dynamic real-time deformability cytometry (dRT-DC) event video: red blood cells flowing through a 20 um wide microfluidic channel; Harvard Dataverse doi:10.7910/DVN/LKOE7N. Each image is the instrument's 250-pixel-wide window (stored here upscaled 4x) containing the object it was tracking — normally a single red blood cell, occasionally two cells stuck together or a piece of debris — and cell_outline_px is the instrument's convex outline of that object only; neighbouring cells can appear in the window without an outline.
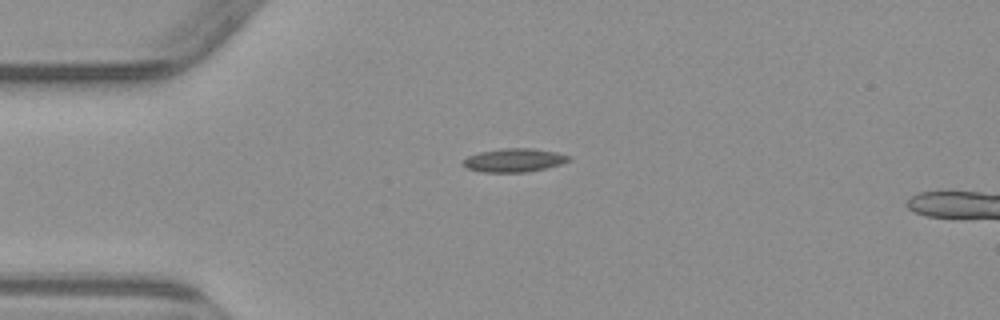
{"species": "common noctule bat (a hibernating species)", "species_latin": "Nyctalus noctula", "temperature_condition": "warm", "stored_images_in_passage": 3, "camera_frame_rate_fps": 3000, "um_per_image_px": 0.085, "animal": {"sex": "male", "body_mass_g": 23.1, "forearm_length_mm": 52.7}, "frame": {"image": 1, "passage_image": 1, "time_ms": 0.0, "image_size_px": [1000, 320], "cell_outline_px": [[572, 160], [560, 164], [528, 172], [484, 172], [464, 168], [460, 164], [468, 156], [480, 152], [504, 148], [532, 148], [556, 152], [572, 156]], "centroid_in_image_um": [43.69, 13.62], "position_along_channel_um": 41.3, "area_um2": 14.57}}
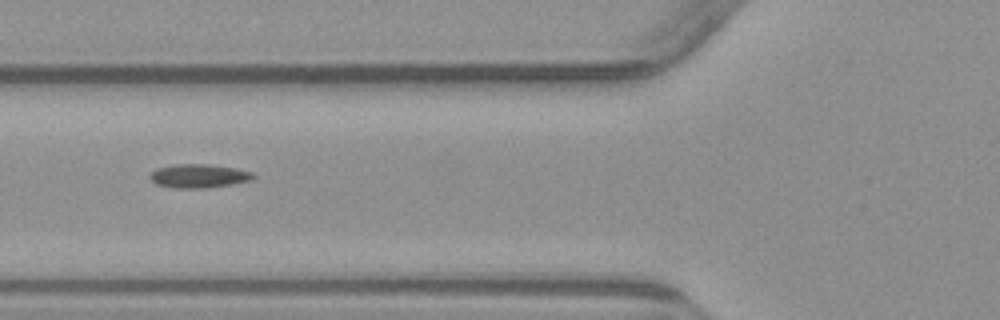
{"frame": {"image": 2, "passage_image": 3, "time_ms": 2.333, "image_size_px": [1000, 320], "cell_outline_px": [[256, 176], [252, 180], [232, 184], [208, 188], [172, 188], [156, 184], [148, 176], [156, 168], [176, 164], [208, 164], [236, 168], [252, 172]], "centroid_in_image_um": [16.9, 14.96], "position_along_channel_um": 108.9, "area_um2": 14.39}}